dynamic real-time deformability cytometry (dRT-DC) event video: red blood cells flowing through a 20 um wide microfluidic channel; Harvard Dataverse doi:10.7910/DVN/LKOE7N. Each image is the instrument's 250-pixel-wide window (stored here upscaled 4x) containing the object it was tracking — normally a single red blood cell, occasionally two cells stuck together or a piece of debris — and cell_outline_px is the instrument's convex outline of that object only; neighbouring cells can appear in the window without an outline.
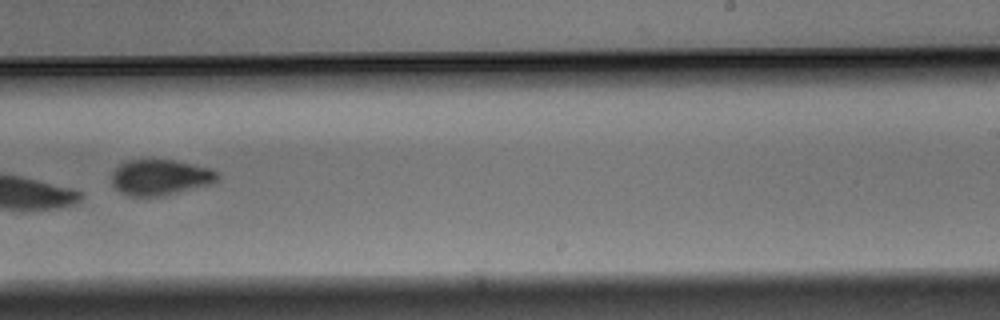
{"species": "Egyptian fruit bat (a non-hibernating species)", "species_latin": "Rousettus aegyptiacus", "temperature_condition": "warm", "stored_images_in_passage": 10, "camera_frame_rate_fps": 3000, "um_per_image_px": 0.085, "animal": {"sex": "male"}, "frame": {"image": 1, "passage_image": 10, "time_ms": 3.0, "image_size_px": [1000, 320], "cell_outline_px": [[220, 176], [212, 184], [164, 196], [128, 196], [120, 192], [112, 184], [112, 172], [124, 160], [176, 160], [208, 168], [216, 172]], "centroid_in_image_um": [13.6, 15.08], "position_along_channel_um": 275.4, "area_um2": 22.08}}